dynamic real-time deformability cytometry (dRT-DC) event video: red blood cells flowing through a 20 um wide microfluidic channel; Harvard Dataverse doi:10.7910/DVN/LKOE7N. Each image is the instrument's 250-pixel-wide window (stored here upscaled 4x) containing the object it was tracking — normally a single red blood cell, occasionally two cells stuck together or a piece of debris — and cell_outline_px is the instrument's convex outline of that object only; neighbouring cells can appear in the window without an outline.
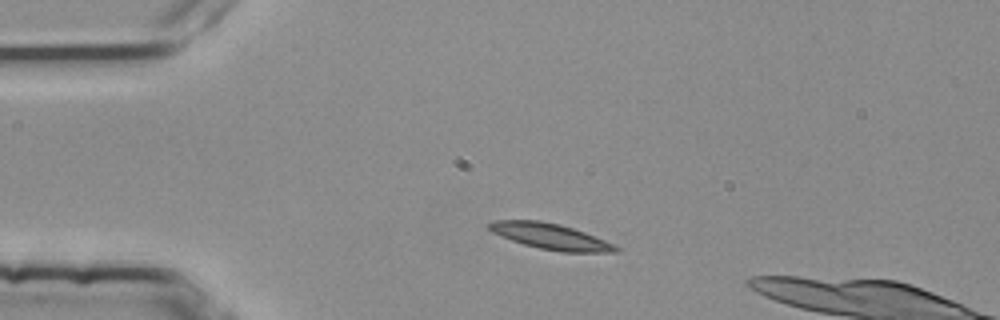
{"species": "common noctule bat (a hibernating species)", "species_latin": "Nyctalus noctula", "temperature_condition": "room temperature", "stored_images_in_passage": 3, "camera_frame_rate_fps": 3000, "um_per_image_px": 0.085, "animal": {"sex": "female", "body_mass_g": 25.1}, "frame": {"image": 1, "passage_image": 1, "time_ms": 0.0, "image_size_px": [1000, 320], "cell_outline_px": [[620, 252], [560, 252], [540, 248], [524, 244], [512, 240], [492, 232], [488, 228], [488, 224], [492, 220], [540, 220], [560, 224], [584, 232], [604, 240], [620, 248]], "centroid_in_image_um": [46.78, 20.09], "position_along_channel_um": 38.2, "area_um2": 18.9}}